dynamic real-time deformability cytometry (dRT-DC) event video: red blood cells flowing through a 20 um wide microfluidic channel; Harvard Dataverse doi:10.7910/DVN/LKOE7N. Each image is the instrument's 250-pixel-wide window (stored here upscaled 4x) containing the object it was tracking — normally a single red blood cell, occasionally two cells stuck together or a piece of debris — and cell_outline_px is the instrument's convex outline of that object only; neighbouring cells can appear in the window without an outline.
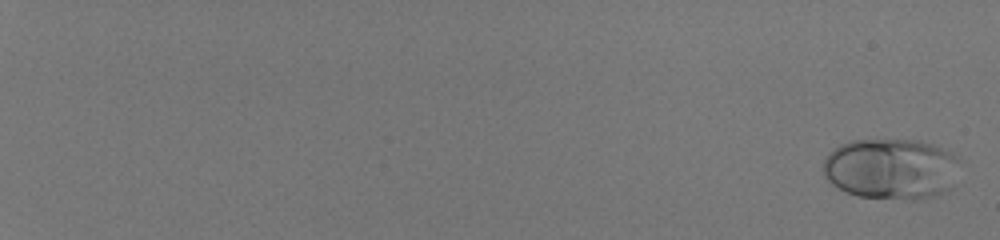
{"species": "human", "species_latin": "Homo sapiens", "temperature_condition": "room temperature", "stored_images_in_passage": 56, "camera_frame_rate_fps": 3000, "um_per_image_px": 0.085, "donor": {"sex": "male"}, "frame": {"image": 1, "passage_image": 2, "time_ms": 0.333, "image_size_px": [1000, 240], "cell_outline_px": [[956, 160], [948, 188], [932, 196], [916, 200], [908, 200], [856, 196], [832, 184], [828, 180], [824, 172], [824, 160], [840, 144], [852, 140], [916, 140], [932, 144], [952, 152], [956, 156]], "centroid_in_image_um": [75.68, 14.35], "position_along_channel_um": 9.3, "area_um2": 47.51}}
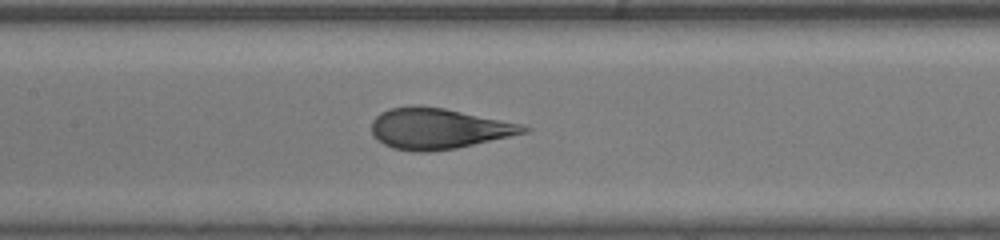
{"frame": {"image": 2, "passage_image": 34, "time_ms": 11.0, "image_size_px": [1000, 240], "cell_outline_px": [[532, 128], [528, 132], [456, 148], [432, 152], [412, 152], [392, 148], [384, 144], [372, 132], [372, 120], [380, 112], [388, 108], [412, 104], [416, 104], [444, 108], [520, 124]], "centroid_in_image_um": [37.22, 10.92], "position_along_channel_um": 170.2, "area_um2": 36.13}}
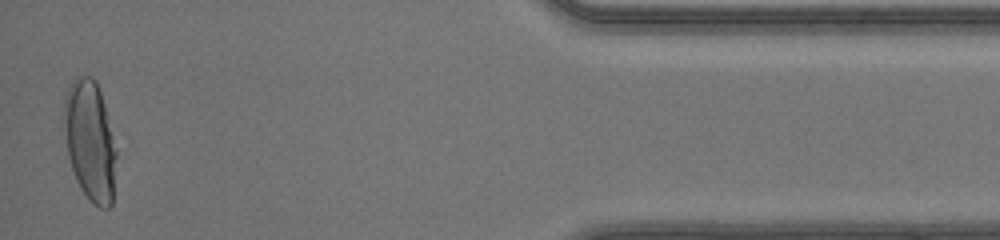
{"frame": {"image": 3, "passage_image": 56, "time_ms": 18.333, "image_size_px": [1000, 240], "cell_outline_px": [[116, 156], [112, 204], [108, 208], [100, 208], [88, 200], [80, 188], [76, 180], [68, 156], [64, 120], [64, 100], [68, 88], [72, 80], [76, 76], [92, 76], [96, 80], [104, 104], [116, 152]], "centroid_in_image_um": [7.64, 11.98], "position_along_channel_um": 427.6, "area_um2": 36.24}, "authors_computed_cell_mechanics": {"area_um2": 37.6278, "velocity_mm_per_s": 4.1638, "shape_relaxation_time_tau1_ms": 4.0864, "shape_relaxation_time_tau2_ms": null, "deformation_change_tau1": 0.2077, "deformation_change_tau2": null}}